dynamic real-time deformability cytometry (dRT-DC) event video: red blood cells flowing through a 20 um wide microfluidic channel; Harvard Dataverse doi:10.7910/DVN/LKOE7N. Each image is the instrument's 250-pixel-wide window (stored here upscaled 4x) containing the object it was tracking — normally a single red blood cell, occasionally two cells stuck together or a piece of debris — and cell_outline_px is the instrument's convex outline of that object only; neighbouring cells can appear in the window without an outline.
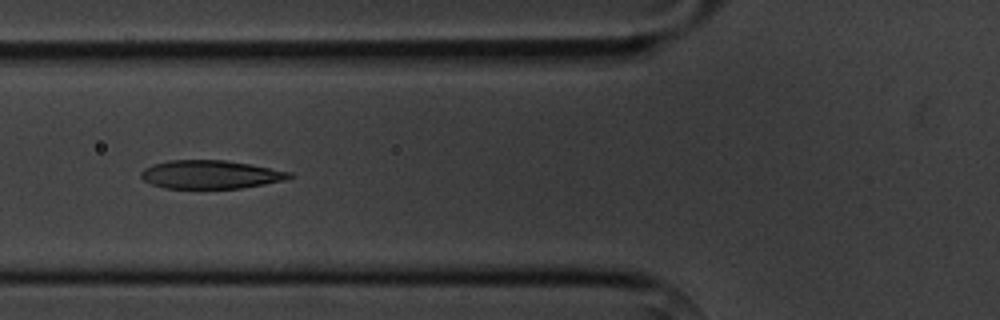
{"species": "common noctule bat (a hibernating species)", "species_latin": "Nyctalus noctula", "temperature_condition": "cold", "stored_images_in_passage": 6, "camera_frame_rate_fps": 3000, "um_per_image_px": 0.085, "animal": {"sex": "male", "body_mass_g": 20.1, "forearm_length_mm": 53.5}, "frame": {"image": 1, "passage_image": 5, "time_ms": 5.0, "image_size_px": [1000, 320], "cell_outline_px": [[292, 176], [284, 180], [264, 184], [240, 188], [164, 188], [152, 184], [144, 180], [140, 176], [140, 172], [144, 168], [152, 164], [168, 160], [224, 160], [248, 164], [292, 172]], "centroid_in_image_um": [17.85, 14.83], "position_along_channel_um": 108.0, "area_um2": 24.39}}
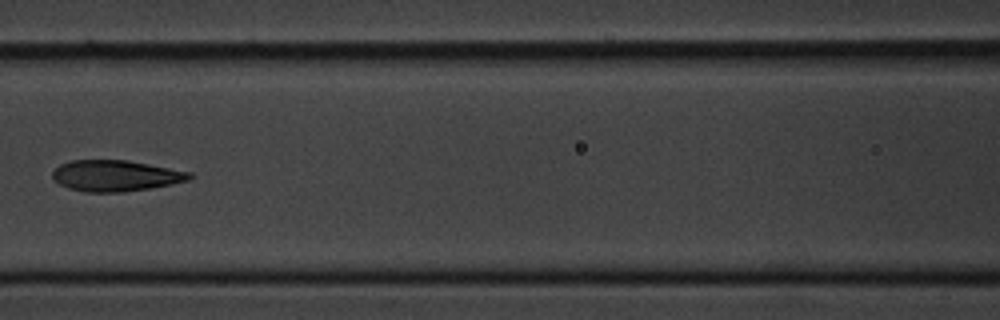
{"frame": {"image": 2, "passage_image": 6, "time_ms": 6.333, "image_size_px": [1000, 320], "cell_outline_px": [[192, 176], [188, 180], [172, 184], [124, 192], [84, 192], [68, 188], [60, 184], [52, 176], [52, 172], [60, 164], [72, 160], [128, 160], [192, 172]], "centroid_in_image_um": [9.82, 14.93], "position_along_channel_um": 156.8, "area_um2": 24.74}}